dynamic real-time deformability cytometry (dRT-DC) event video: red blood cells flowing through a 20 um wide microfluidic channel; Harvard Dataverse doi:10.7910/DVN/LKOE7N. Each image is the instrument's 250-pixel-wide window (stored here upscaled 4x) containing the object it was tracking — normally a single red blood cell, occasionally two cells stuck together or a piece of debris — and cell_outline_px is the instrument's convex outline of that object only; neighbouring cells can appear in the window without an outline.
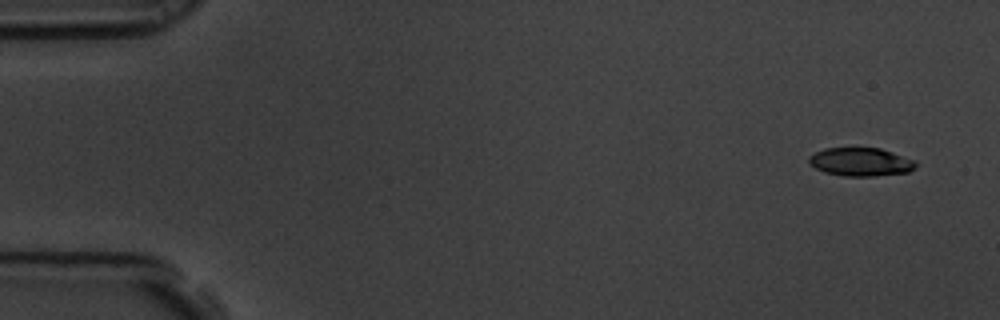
{"species": "common noctule bat (a hibernating species)", "species_latin": "Nyctalus noctula", "temperature_condition": "room temperature", "stored_images_in_passage": 4, "camera_frame_rate_fps": 3000, "um_per_image_px": 0.085, "animal": {"sex": "male", "body_mass_g": 19.5, "forearm_length_mm": 54.6}, "frame": {"image": 1, "passage_image": 1, "time_ms": 0.0, "image_size_px": [1000, 320], "cell_outline_px": [[916, 168], [908, 172], [872, 176], [844, 176], [824, 172], [808, 164], [808, 156], [824, 148], [880, 148], [916, 160]], "centroid_in_image_um": [73.15, 13.76], "position_along_channel_um": 11.9, "area_um2": 17.74}}
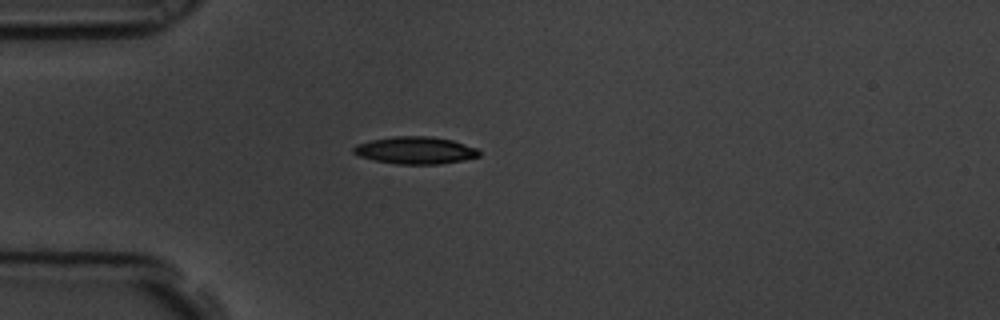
{"frame": {"image": 2, "passage_image": 4, "time_ms": 1.0, "image_size_px": [1000, 320], "cell_outline_px": [[480, 156], [464, 160], [440, 164], [396, 164], [376, 160], [360, 156], [352, 152], [352, 148], [356, 144], [368, 140], [392, 136], [432, 136], [452, 140], [476, 148], [480, 152]], "centroid_in_image_um": [35.29, 12.77], "position_along_channel_um": 49.7, "area_um2": 20.06}}